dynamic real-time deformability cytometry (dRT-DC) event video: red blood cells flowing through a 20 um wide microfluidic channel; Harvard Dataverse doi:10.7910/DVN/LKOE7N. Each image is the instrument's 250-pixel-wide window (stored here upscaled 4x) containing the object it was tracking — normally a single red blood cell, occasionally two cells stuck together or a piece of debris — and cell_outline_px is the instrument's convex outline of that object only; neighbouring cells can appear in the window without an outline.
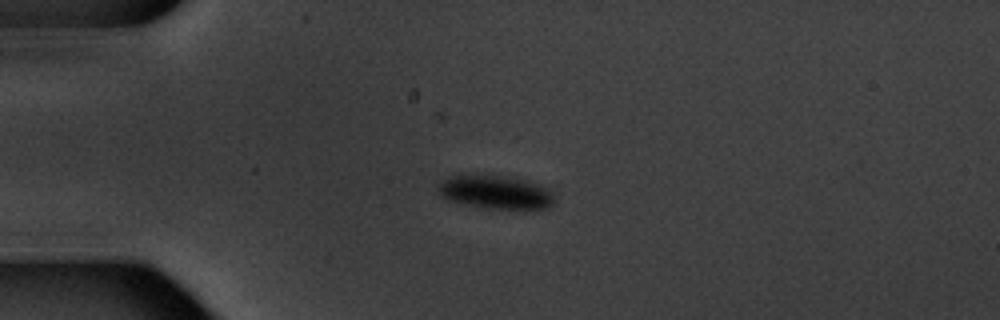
{"species": "common noctule bat (a hibernating species)", "species_latin": "Nyctalus noctula", "temperature_condition": "warm", "stored_images_in_passage": 6, "camera_frame_rate_fps": 3000, "um_per_image_px": 0.085, "animal": {"sex": "male", "body_mass_g": 20.1, "forearm_length_mm": 53.5}, "frame": {"image": 1, "passage_image": 4, "time_ms": 3.667, "image_size_px": [1000, 320], "cell_outline_px": [[552, 204], [544, 208], [488, 208], [448, 200], [440, 196], [440, 184], [448, 176], [460, 172], [500, 176], [528, 180], [552, 188]], "centroid_in_image_um": [42.1, 16.28], "position_along_channel_um": 42.9, "area_um2": 22.77}}
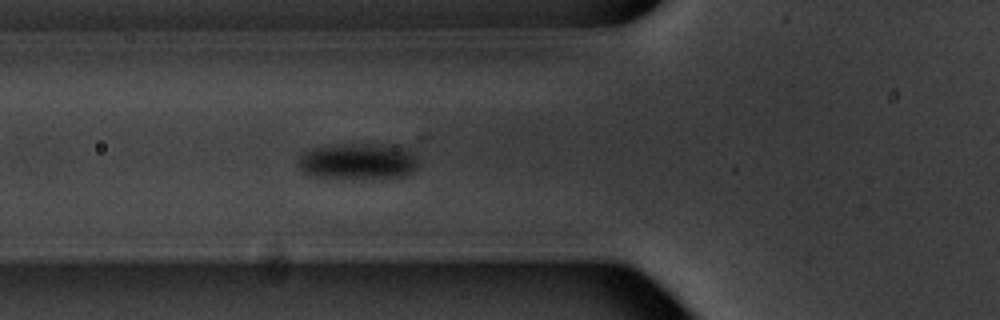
{"frame": {"image": 2, "passage_image": 6, "time_ms": 6.0, "image_size_px": [1000, 320], "cell_outline_px": [[416, 168], [412, 172], [404, 176], [308, 176], [296, 164], [300, 156], [304, 152], [312, 148], [340, 144], [368, 144], [404, 148], [412, 152], [416, 156]], "centroid_in_image_um": [30.37, 13.68], "position_along_channel_um": 95.4, "area_um2": 24.28}}